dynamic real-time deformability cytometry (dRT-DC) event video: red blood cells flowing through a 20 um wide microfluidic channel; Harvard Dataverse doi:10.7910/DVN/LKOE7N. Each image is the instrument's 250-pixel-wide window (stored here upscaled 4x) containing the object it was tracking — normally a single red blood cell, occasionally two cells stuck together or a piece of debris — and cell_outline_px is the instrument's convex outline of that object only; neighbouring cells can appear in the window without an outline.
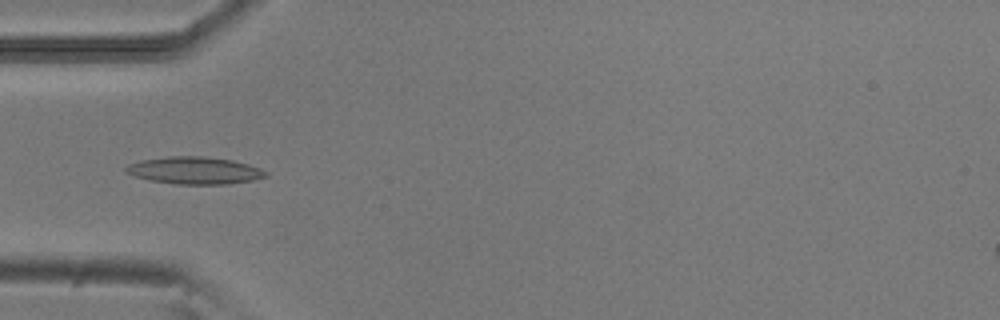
{"species": "common noctule bat (a hibernating species)", "species_latin": "Nyctalus noctula", "temperature_condition": "room temperature", "stored_images_in_passage": 5, "camera_frame_rate_fps": 3000, "um_per_image_px": 0.085, "animal": {"sex": "male", "body_mass_g": 20.5, "forearm_length_mm": 52.5}, "frame": {"image": 1, "passage_image": 5, "time_ms": 1.333, "image_size_px": [1000, 320], "cell_outline_px": [[268, 176], [252, 180], [228, 184], [172, 184], [148, 180], [124, 172], [124, 168], [128, 164], [140, 160], [168, 156], [204, 156], [232, 160], [248, 164], [260, 168], [268, 172]], "centroid_in_image_um": [16.52, 14.49], "position_along_channel_um": 68.5, "area_um2": 22.37}}